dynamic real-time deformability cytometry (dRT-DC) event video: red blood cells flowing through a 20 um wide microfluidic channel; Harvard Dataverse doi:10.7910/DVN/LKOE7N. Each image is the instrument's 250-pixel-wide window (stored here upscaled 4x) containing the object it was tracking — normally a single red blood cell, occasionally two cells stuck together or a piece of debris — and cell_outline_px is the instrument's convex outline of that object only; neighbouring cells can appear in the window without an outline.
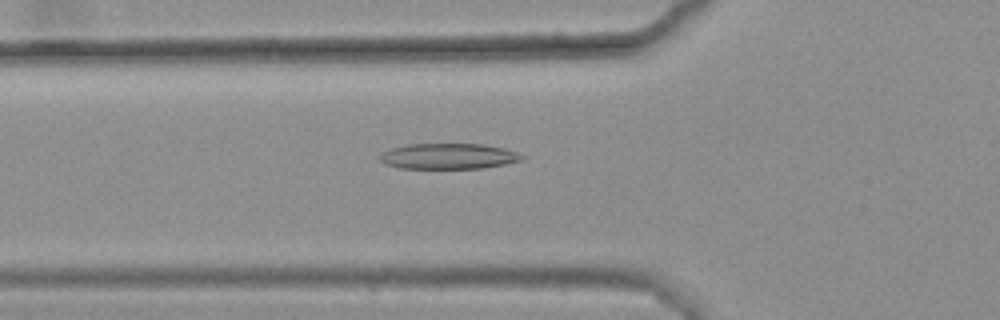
{"species": "common noctule bat (a hibernating species)", "species_latin": "Nyctalus noctula", "temperature_condition": "warm", "stored_images_in_passage": 3, "camera_frame_rate_fps": 3000, "um_per_image_px": 0.085, "animal": {"sex": "female", "body_mass_g": 25.1}, "frame": {"image": 1, "passage_image": 3, "time_ms": 0.667, "image_size_px": [1000, 320], "cell_outline_px": [[524, 156], [520, 160], [504, 164], [484, 168], [400, 168], [384, 164], [380, 160], [380, 156], [384, 152], [392, 148], [408, 144], [484, 144], [504, 148], [516, 152]], "centroid_in_image_um": [38.11, 13.28], "position_along_channel_um": 87.7, "area_um2": 21.04}}